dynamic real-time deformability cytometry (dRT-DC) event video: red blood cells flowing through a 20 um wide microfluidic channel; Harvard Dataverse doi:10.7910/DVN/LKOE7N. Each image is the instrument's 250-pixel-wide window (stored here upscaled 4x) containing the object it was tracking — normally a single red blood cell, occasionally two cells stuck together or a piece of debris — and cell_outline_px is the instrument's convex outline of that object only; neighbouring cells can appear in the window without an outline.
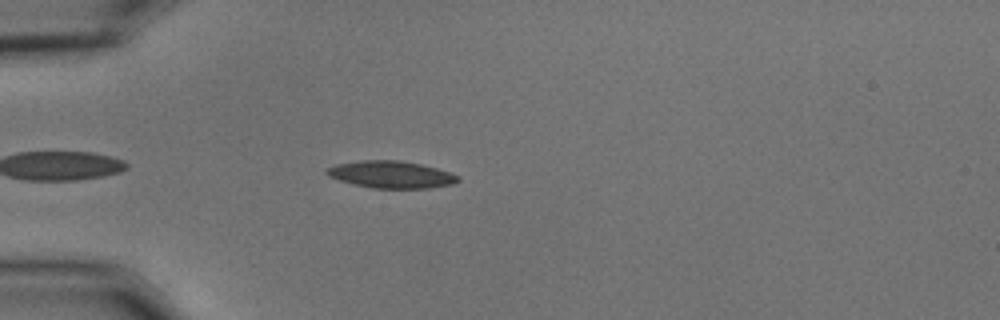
{"species": "common noctule bat (a hibernating species)", "species_latin": "Nyctalus noctula", "temperature_condition": "cold", "stored_images_in_passage": 12, "camera_frame_rate_fps": 3000, "um_per_image_px": 0.085, "animal": {"sex": "male", "body_mass_g": 15.6}, "frame": {"image": 1, "passage_image": 1, "time_ms": 0.0, "image_size_px": [1000, 320], "cell_outline_px": [[460, 180], [452, 184], [432, 188], [372, 188], [340, 180], [328, 176], [324, 172], [328, 168], [336, 164], [360, 160], [400, 160], [420, 164], [436, 168], [448, 172], [456, 176]], "centroid_in_image_um": [33.22, 14.83], "position_along_channel_um": 51.8, "area_um2": 20.52}}
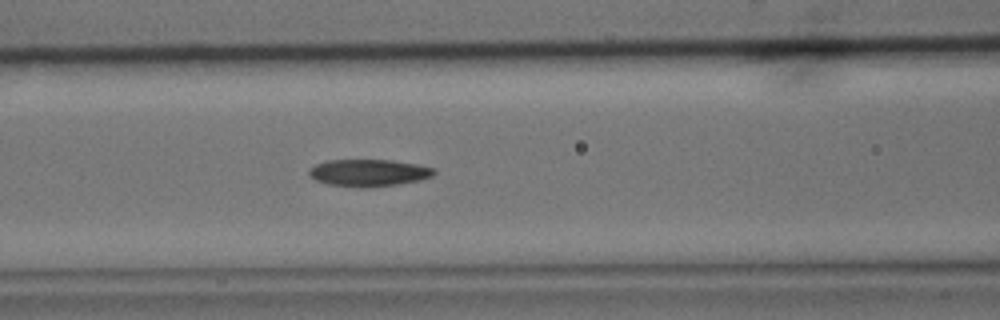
{"frame": {"image": 2, "passage_image": 9, "time_ms": 2.667, "image_size_px": [1000, 320], "cell_outline_px": [[436, 172], [432, 176], [416, 180], [396, 184], [364, 188], [360, 188], [328, 184], [316, 180], [308, 172], [316, 164], [328, 160], [392, 160], [416, 164], [436, 168]], "centroid_in_image_um": [31.35, 14.68], "position_along_channel_um": 135.3, "area_um2": 19.48}}